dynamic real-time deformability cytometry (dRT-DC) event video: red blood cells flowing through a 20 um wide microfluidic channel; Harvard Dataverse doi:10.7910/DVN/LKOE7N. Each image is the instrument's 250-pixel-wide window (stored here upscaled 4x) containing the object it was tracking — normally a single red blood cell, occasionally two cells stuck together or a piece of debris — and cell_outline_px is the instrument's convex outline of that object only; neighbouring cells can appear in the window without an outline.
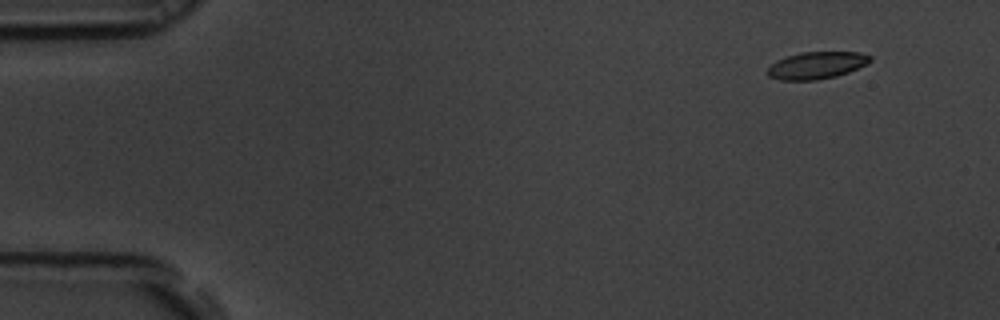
{"species": "common noctule bat (a hibernating species)", "species_latin": "Nyctalus noctula", "temperature_condition": "room temperature", "stored_images_in_passage": 8, "camera_frame_rate_fps": 3000, "um_per_image_px": 0.085, "animal": {"sex": "male", "body_mass_g": 19.5, "forearm_length_mm": 54.6}, "frame": {"image": 1, "passage_image": 1, "time_ms": 0.0, "image_size_px": [1000, 320], "cell_outline_px": [[872, 60], [868, 64], [848, 72], [836, 76], [816, 80], [780, 80], [768, 76], [768, 68], [776, 60], [800, 52], [860, 52], [872, 56]], "centroid_in_image_um": [69.44, 5.55], "position_along_channel_um": 15.6, "area_um2": 16.24}}